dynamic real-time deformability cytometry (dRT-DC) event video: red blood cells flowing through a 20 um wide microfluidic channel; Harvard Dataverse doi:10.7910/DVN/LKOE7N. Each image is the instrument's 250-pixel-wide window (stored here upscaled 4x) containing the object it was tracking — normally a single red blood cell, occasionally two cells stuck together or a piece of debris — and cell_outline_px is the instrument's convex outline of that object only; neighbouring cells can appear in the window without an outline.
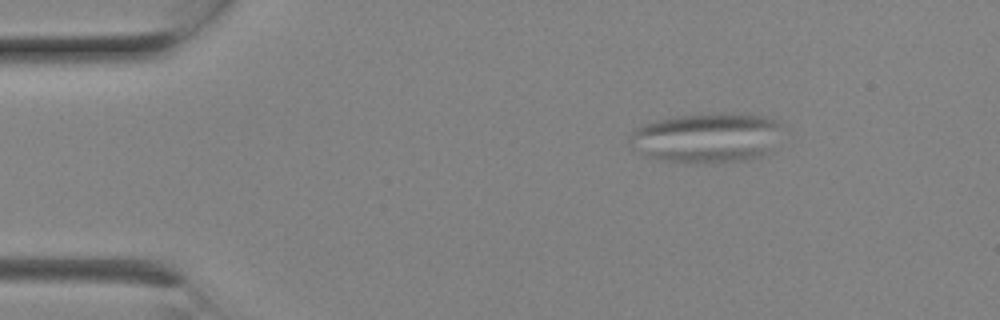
{"species": "Egyptian fruit bat (a non-hibernating species)", "species_latin": "Rousettus aegyptiacus", "temperature_condition": "room temperature", "stored_images_in_passage": 4, "camera_frame_rate_fps": 3000, "um_per_image_px": 0.085, "animal": {"sex": "female"}, "frame": {"image": 1, "passage_image": 1, "time_ms": 0.0, "image_size_px": [1000, 320], "cell_outline_px": [[780, 124], [772, 152], [764, 156], [748, 160], [708, 164], [692, 164], [656, 160], [644, 156], [632, 148], [628, 140], [632, 132], [640, 124], [656, 120], [676, 116], [720, 112], [764, 116], [776, 120]], "centroid_in_image_um": [60.02, 11.74], "position_along_channel_um": 25.0, "area_um2": 45.37}}
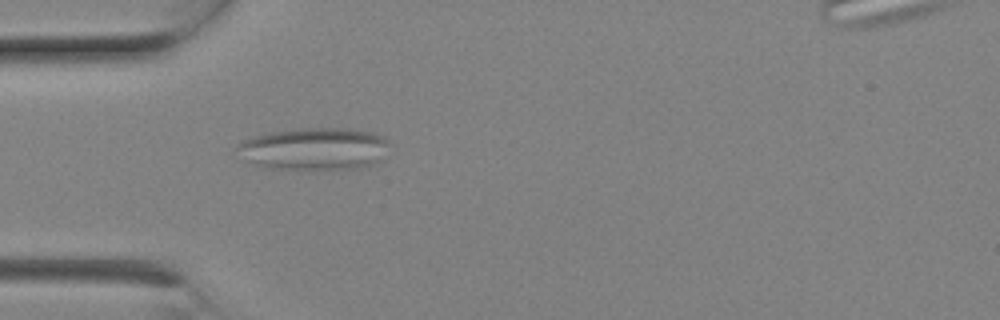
{"frame": {"image": 2, "passage_image": 4, "time_ms": 1.0, "image_size_px": [1000, 320], "cell_outline_px": [[392, 144], [380, 160], [372, 164], [360, 168], [272, 168], [252, 164], [236, 148], [236, 144], [252, 136], [268, 132], [300, 128], [348, 128], [372, 132], [384, 136]], "centroid_in_image_um": [26.77, 12.62], "position_along_channel_um": 58.2, "area_um2": 37.4}}